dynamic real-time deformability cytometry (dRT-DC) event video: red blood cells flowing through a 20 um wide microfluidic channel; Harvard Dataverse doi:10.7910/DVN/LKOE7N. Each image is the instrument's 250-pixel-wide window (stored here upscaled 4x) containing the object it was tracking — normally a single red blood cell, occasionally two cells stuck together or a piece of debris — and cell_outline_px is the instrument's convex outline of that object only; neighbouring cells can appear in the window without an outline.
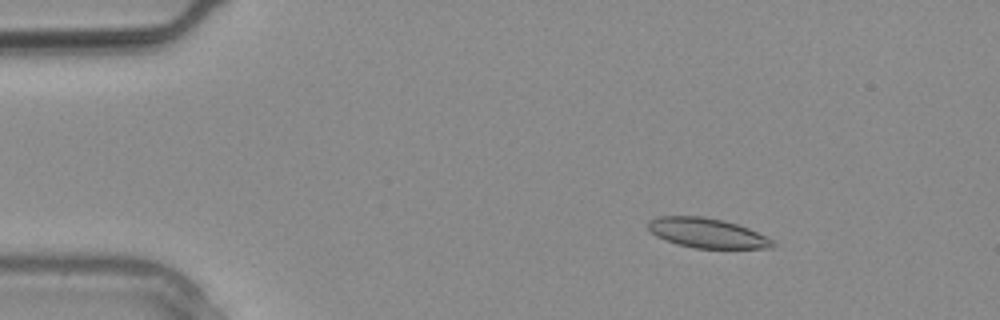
{"species": "common noctule bat (a hibernating species)", "species_latin": "Nyctalus noctula", "temperature_condition": "warm", "stored_images_in_passage": 3, "camera_frame_rate_fps": 3000, "um_per_image_px": 0.085, "animal": {"sex": "male", "body_mass_g": 20.4}, "frame": {"image": 1, "passage_image": 1, "time_ms": 0.0, "image_size_px": [1000, 320], "cell_outline_px": [[776, 244], [772, 248], [696, 248], [676, 244], [656, 236], [648, 228], [648, 220], [660, 216], [704, 216], [724, 220], [748, 228], [768, 236], [776, 240]], "centroid_in_image_um": [60.14, 19.8], "position_along_channel_um": 24.9, "area_um2": 21.73}}